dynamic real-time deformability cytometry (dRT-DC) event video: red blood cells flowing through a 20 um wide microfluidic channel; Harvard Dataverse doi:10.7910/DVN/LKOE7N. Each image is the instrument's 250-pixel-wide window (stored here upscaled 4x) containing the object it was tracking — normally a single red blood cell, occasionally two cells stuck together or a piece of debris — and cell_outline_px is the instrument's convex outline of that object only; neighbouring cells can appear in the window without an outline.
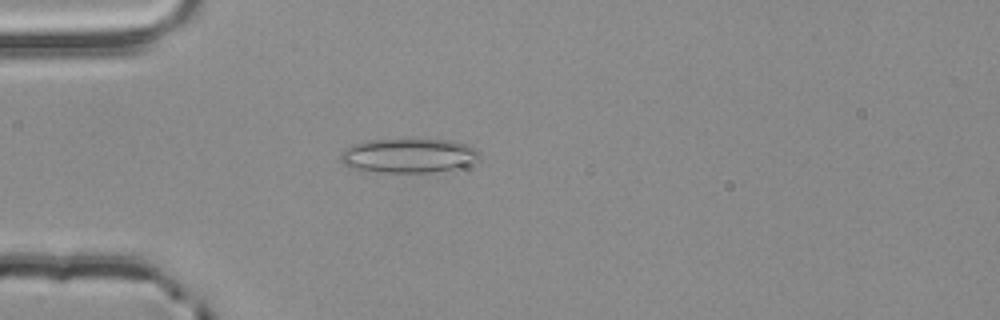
{"species": "common noctule bat (a hibernating species)", "species_latin": "Nyctalus noctula", "temperature_condition": "room temperature", "stored_images_in_passage": 2, "camera_frame_rate_fps": 3000, "um_per_image_px": 0.085, "animal": {"sex": "male", "body_mass_g": 20.4}, "frame": {"image": 1, "passage_image": 2, "time_ms": 0.333, "image_size_px": [1000, 320], "cell_outline_px": [[480, 156], [476, 160], [456, 172], [384, 172], [356, 168], [344, 164], [340, 160], [340, 156], [348, 148], [356, 144], [372, 140], [452, 140], [476, 148], [480, 152]], "centroid_in_image_um": [34.87, 13.25], "position_along_channel_um": 50.1, "area_um2": 27.63}}